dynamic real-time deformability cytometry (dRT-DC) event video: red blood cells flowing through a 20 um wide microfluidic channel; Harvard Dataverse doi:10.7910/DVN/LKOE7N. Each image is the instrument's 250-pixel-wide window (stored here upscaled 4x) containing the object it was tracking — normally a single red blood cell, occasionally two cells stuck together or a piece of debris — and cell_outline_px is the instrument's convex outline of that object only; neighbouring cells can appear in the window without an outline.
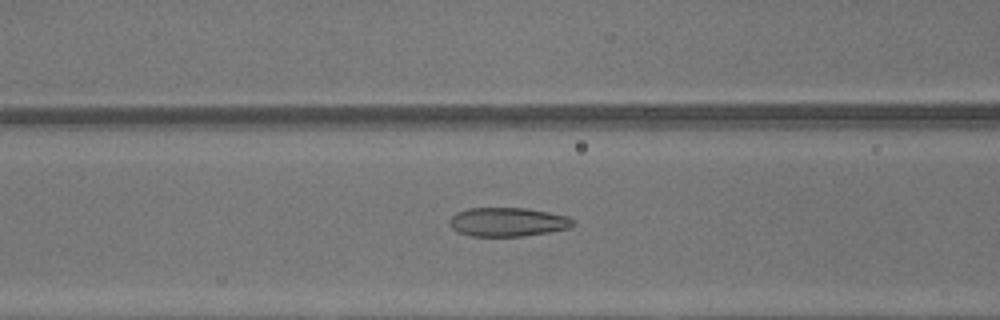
{"species": "common noctule bat (a hibernating species)", "species_latin": "Nyctalus noctula", "temperature_condition": "warm", "stored_images_in_passage": 47, "camera_frame_rate_fps": 3000, "um_per_image_px": 0.085, "animal": {"sex": "male", "body_mass_g": 13.3}, "frame": {"image": 1, "passage_image": 20, "time_ms": 6.333, "image_size_px": [1000, 320], "cell_outline_px": [[576, 224], [572, 228], [524, 236], [472, 236], [456, 232], [448, 224], [448, 220], [456, 212], [468, 208], [528, 208], [568, 216], [576, 220]], "centroid_in_image_um": [43.17, 18.87], "position_along_channel_um": 123.4, "area_um2": 21.15}}
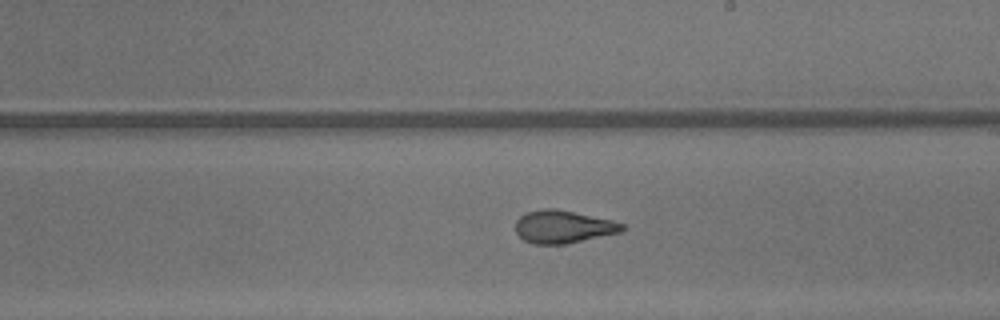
{"frame": {"image": 2, "passage_image": 28, "time_ms": 9.0, "image_size_px": [1000, 320], "cell_outline_px": [[624, 228], [620, 232], [564, 244], [532, 244], [524, 240], [516, 232], [516, 220], [520, 216], [528, 212], [544, 208], [556, 208], [612, 220], [624, 224]], "centroid_in_image_um": [47.84, 19.27], "position_along_channel_um": 241.2, "area_um2": 20.17}}
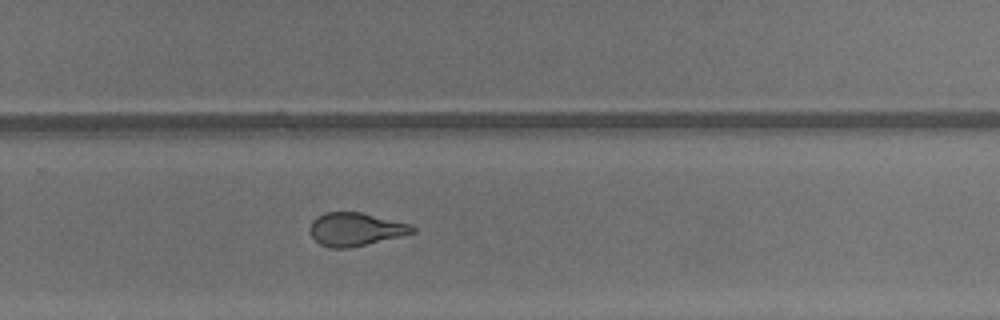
{"frame": {"image": 3, "passage_image": 32, "time_ms": 10.333, "image_size_px": [1000, 320], "cell_outline_px": [[416, 232], [400, 236], [348, 248], [328, 248], [320, 244], [308, 232], [308, 228], [312, 220], [316, 216], [324, 212], [360, 212], [408, 224], [416, 228]], "centroid_in_image_um": [30.14, 19.48], "position_along_channel_um": 299.7, "area_um2": 19.71}, "authors_computed_cell_mechanics": {"area_um2": 22.253, "velocity_mm_per_s": 4.4177, "shape_relaxation_time_tau1_ms": 6.6853, "shape_relaxation_time_tau2_ms": 1.1631, "deformation_change_tau1": 0.2089, "deformation_change_tau2": 0.0787}}